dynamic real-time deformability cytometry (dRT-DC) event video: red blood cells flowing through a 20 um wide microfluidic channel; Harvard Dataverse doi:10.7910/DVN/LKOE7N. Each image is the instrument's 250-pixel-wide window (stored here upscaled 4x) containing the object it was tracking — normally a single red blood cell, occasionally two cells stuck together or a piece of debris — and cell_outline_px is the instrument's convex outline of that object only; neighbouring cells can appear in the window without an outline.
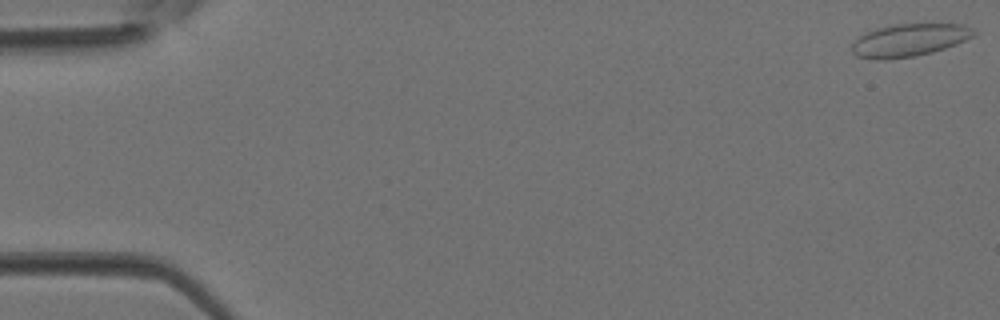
{"species": "Egyptian fruit bat (a non-hibernating species)", "species_latin": "Rousettus aegyptiacus", "temperature_condition": "room temperature", "stored_images_in_passage": 4, "camera_frame_rate_fps": 3000, "um_per_image_px": 0.085, "animal": {"sex": "female"}, "frame": {"image": 1, "passage_image": 1, "time_ms": 0.0, "image_size_px": [1000, 320], "cell_outline_px": [[976, 32], [972, 36], [956, 44], [932, 52], [916, 56], [880, 60], [876, 60], [856, 56], [852, 52], [852, 44], [864, 32], [876, 28], [896, 24], [964, 24], [972, 28]], "centroid_in_image_um": [77.25, 3.41], "position_along_channel_um": 7.8, "area_um2": 23.12}}
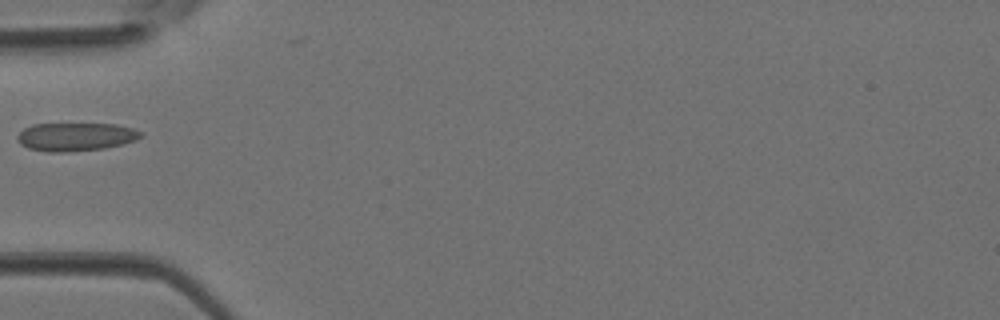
{"frame": {"image": 2, "passage_image": 4, "time_ms": 1.0, "image_size_px": [1000, 320], "cell_outline_px": [[144, 136], [136, 140], [104, 148], [68, 152], [48, 152], [28, 148], [20, 144], [16, 136], [24, 128], [32, 124], [116, 124], [132, 128], [140, 132]], "centroid_in_image_um": [6.41, 11.63], "position_along_channel_um": 78.6, "area_um2": 20.29}}